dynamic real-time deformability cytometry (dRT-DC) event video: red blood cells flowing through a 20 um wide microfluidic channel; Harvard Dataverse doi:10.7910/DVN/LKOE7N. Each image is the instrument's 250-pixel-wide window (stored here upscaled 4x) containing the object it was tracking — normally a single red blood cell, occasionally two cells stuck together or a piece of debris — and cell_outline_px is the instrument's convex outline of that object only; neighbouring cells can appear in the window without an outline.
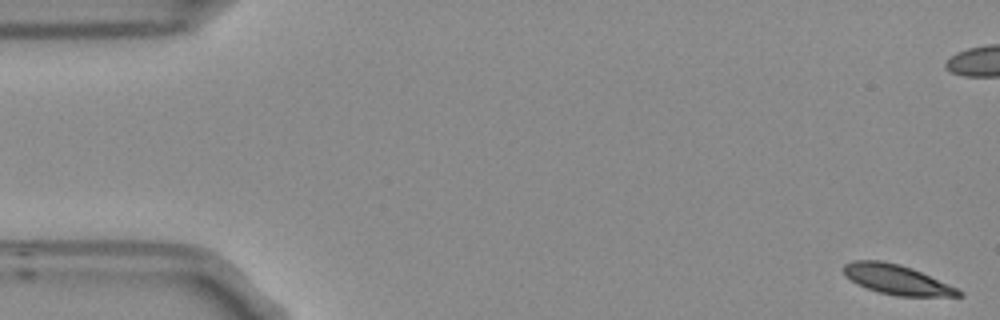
{"species": "Egyptian fruit bat (a non-hibernating species)", "species_latin": "Rousettus aegyptiacus", "temperature_condition": "room temperature", "stored_images_in_passage": 6, "camera_frame_rate_fps": 3000, "um_per_image_px": 0.085, "frame": {"image": 1, "passage_image": 1, "time_ms": 0.0, "image_size_px": [1000, 320], "cell_outline_px": [[964, 296], [896, 296], [880, 292], [856, 284], [844, 276], [840, 268], [844, 264], [852, 260], [880, 260], [900, 264], [912, 268], [956, 288], [964, 292]], "centroid_in_image_um": [76.15, 23.75], "position_along_channel_um": 8.8, "area_um2": 20.0}}
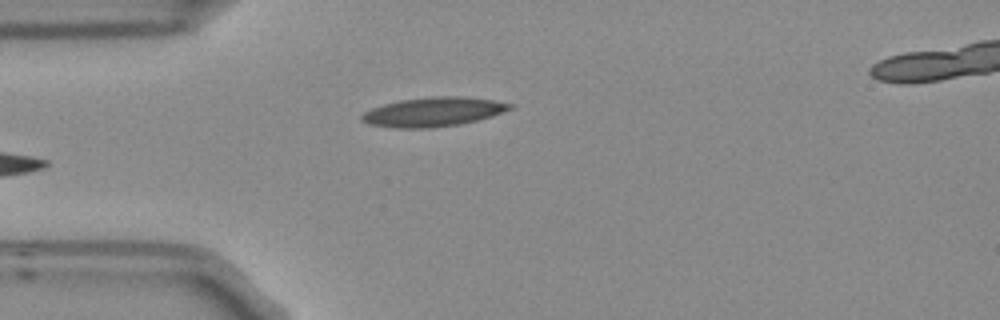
{"frame": {"image": 2, "passage_image": 6, "time_ms": 1.667, "image_size_px": [1000, 320], "cell_outline_px": [[516, 104], [512, 108], [492, 116], [460, 124], [428, 128], [392, 128], [368, 124], [360, 120], [360, 116], [364, 112], [372, 108], [384, 104], [400, 100], [432, 96], [464, 96], [496, 100]], "centroid_in_image_um": [36.83, 9.5], "position_along_channel_um": 48.2, "area_um2": 25.43}}